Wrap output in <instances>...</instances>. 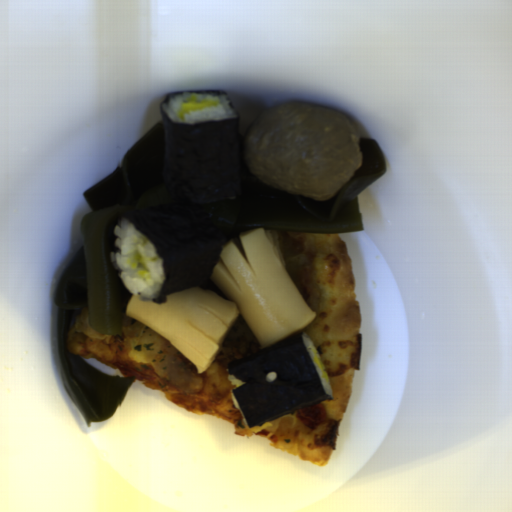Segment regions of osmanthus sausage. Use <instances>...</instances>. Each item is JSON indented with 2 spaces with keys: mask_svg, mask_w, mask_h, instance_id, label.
<instances>
[{
  "mask_svg": "<svg viewBox=\"0 0 512 512\" xmlns=\"http://www.w3.org/2000/svg\"><path fill=\"white\" fill-rule=\"evenodd\" d=\"M226 299L201 286L167 293L164 303L131 296L125 314L165 338L205 371L241 313L259 348L290 338L316 318L291 278L275 231H243L221 246L208 278Z\"/></svg>",
  "mask_w": 512,
  "mask_h": 512,
  "instance_id": "obj_1",
  "label": "osmanthus sausage"
}]
</instances>
